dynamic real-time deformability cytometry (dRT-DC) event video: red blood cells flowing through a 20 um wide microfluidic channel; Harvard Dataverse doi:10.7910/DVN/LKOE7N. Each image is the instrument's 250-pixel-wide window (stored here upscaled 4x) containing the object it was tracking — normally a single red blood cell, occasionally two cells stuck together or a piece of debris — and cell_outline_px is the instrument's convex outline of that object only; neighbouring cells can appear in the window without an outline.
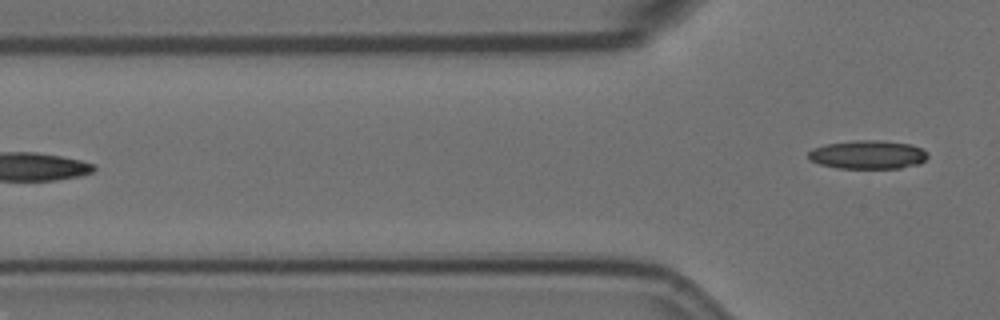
{"species": "Egyptian fruit bat (a non-hibernating species)", "species_latin": "Rousettus aegyptiacus", "temperature_condition": "room temperature", "stored_images_in_passage": 5, "camera_frame_rate_fps": 3000, "um_per_image_px": 0.085, "animal": {"sex": "female"}, "frame": {"image": 1, "passage_image": 5, "time_ms": 1.333, "image_size_px": [1000, 320], "cell_outline_px": [[928, 156], [920, 164], [900, 168], [836, 168], [820, 164], [812, 160], [808, 156], [808, 152], [812, 148], [828, 144], [852, 140], [880, 140], [912, 144], [928, 152]], "centroid_in_image_um": [73.79, 13.14], "position_along_channel_um": 52.0, "area_um2": 19.94}}